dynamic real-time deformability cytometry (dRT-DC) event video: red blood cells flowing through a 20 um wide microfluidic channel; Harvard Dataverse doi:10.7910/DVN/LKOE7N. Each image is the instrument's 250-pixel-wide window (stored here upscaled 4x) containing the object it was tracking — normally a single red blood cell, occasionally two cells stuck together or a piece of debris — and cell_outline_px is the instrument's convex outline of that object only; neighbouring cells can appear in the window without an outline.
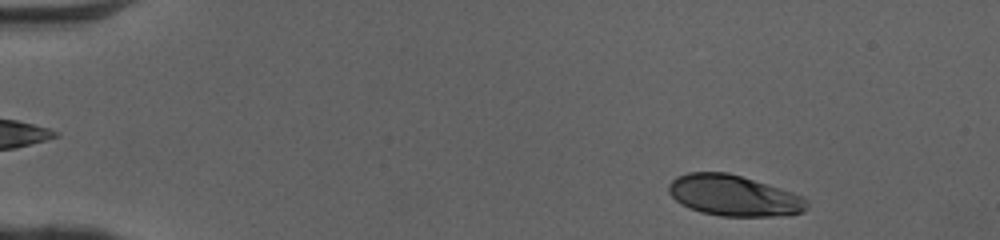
{"species": "human", "species_latin": "Homo sapiens", "temperature_condition": "cold", "stored_images_in_passage": 47, "camera_frame_rate_fps": 3000, "um_per_image_px": 0.085, "donor": {"sex": "female"}, "frame": {"image": 1, "passage_image": 3, "time_ms": 0.667, "image_size_px": [1000, 240], "cell_outline_px": [[808, 208], [804, 212], [788, 216], [720, 216], [700, 212], [680, 204], [668, 192], [668, 184], [676, 176], [688, 172], [728, 172], [780, 188], [804, 196], [808, 200]], "centroid_in_image_um": [62.39, 16.63], "position_along_channel_um": 22.6, "area_um2": 33.23}}
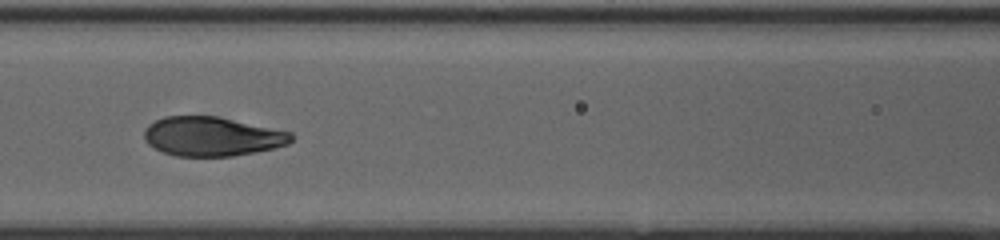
{"frame": {"image": 2, "passage_image": 20, "time_ms": 6.333, "image_size_px": [1000, 240], "cell_outline_px": [[292, 140], [288, 144], [256, 152], [232, 156], [176, 156], [164, 152], [148, 144], [144, 140], [144, 132], [148, 124], [164, 116], [216, 116], [292, 132]], "centroid_in_image_um": [18.0, 11.59], "position_along_channel_um": 148.6, "area_um2": 33.47}}
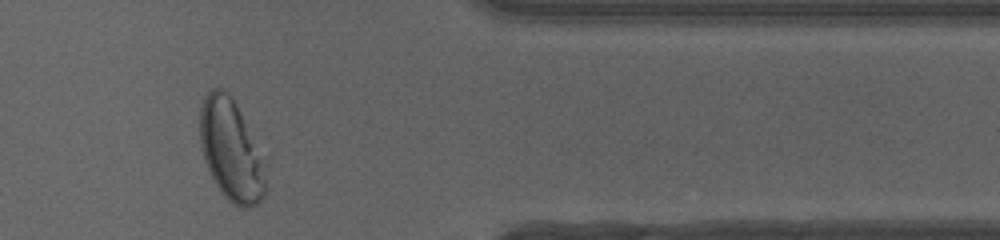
{"frame": {"image": 3, "passage_image": 39, "time_ms": 12.667, "image_size_px": [1000, 240], "cell_outline_px": [[272, 152], [264, 196], [256, 204], [248, 208], [240, 208], [232, 204], [220, 192], [204, 160], [200, 144], [200, 108], [204, 96], [212, 88], [224, 88], [228, 92]], "centroid_in_image_um": [19.82, 12.74], "position_along_channel_um": 391.6, "area_um2": 42.08}, "authors_computed_cell_mechanics": {"area_um2": 34.6222, "velocity_mm_per_s": 4.0794, "shape_relaxation_time_tau1_ms": 3.1749, "shape_relaxation_time_tau2_ms": null, "deformation_change_tau1": 0.1737, "deformation_change_tau2": null}}